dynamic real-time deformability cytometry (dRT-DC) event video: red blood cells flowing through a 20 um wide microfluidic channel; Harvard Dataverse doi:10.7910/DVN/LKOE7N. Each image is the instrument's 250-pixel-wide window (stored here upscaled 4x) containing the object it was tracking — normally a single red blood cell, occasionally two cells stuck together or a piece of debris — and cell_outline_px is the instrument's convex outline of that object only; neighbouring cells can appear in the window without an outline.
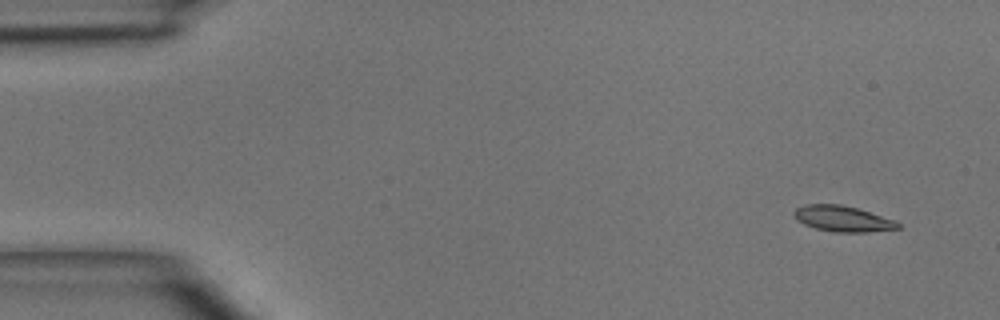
{"species": "common noctule bat (a hibernating species)", "species_latin": "Nyctalus noctula", "temperature_condition": "room temperature", "stored_images_in_passage": 3, "camera_frame_rate_fps": 3000, "um_per_image_px": 0.085, "animal": {"sex": "male", "body_mass_g": 15.6}, "frame": {"image": 1, "passage_image": 1, "time_ms": 0.0, "image_size_px": [1000, 320], "cell_outline_px": [[900, 228], [868, 232], [832, 232], [816, 228], [804, 224], [796, 220], [792, 212], [796, 208], [804, 204], [840, 204], [856, 208], [896, 220], [900, 224]], "centroid_in_image_um": [71.6, 18.59], "position_along_channel_um": 13.4, "area_um2": 15.66}}
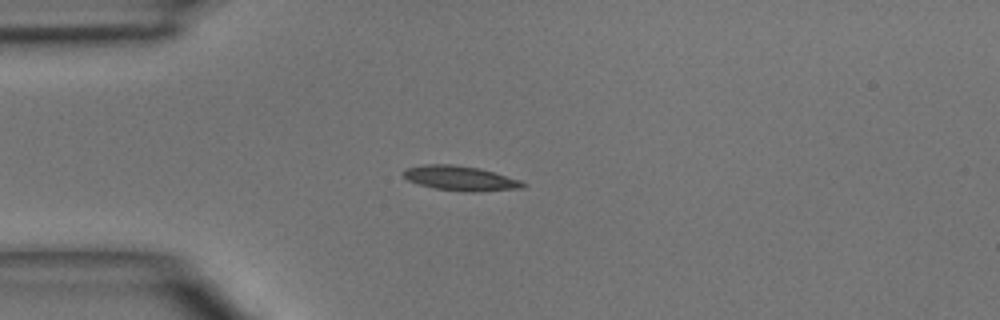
{"frame": {"image": 2, "passage_image": 3, "time_ms": 3.0, "image_size_px": [1000, 320], "cell_outline_px": [[528, 184], [524, 188], [472, 192], [464, 192], [436, 188], [420, 184], [408, 180], [400, 172], [408, 168], [424, 164], [452, 164], [480, 168], [520, 180]], "centroid_in_image_um": [39.15, 15.15], "position_along_channel_um": 45.8, "area_um2": 17.17}}